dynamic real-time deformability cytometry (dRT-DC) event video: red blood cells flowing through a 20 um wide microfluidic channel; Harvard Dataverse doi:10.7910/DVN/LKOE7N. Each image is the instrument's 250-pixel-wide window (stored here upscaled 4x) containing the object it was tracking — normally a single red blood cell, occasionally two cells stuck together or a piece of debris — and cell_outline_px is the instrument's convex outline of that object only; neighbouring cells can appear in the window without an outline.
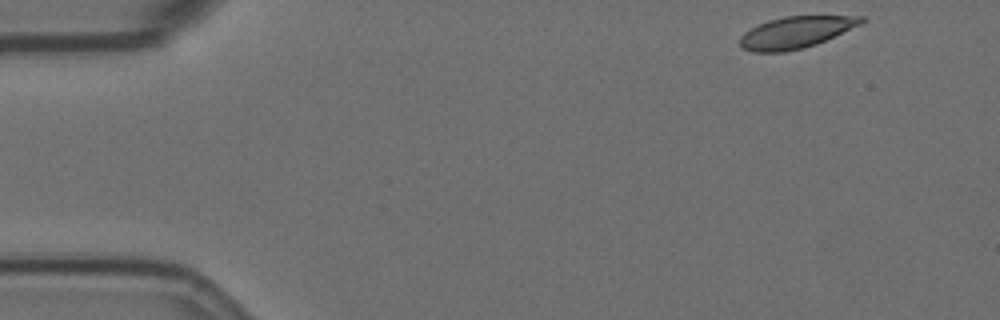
{"species": "Egyptian fruit bat (a non-hibernating species)", "species_latin": "Rousettus aegyptiacus", "temperature_condition": "room temperature", "stored_images_in_passage": 43, "camera_frame_rate_fps": 3000, "um_per_image_px": 0.085, "animal": {"sex": "female"}, "frame": {"image": 1, "passage_image": 1, "time_ms": 0.0, "image_size_px": [1000, 320], "cell_outline_px": [[868, 20], [860, 24], [816, 44], [804, 48], [784, 52], [752, 52], [740, 48], [740, 36], [744, 32], [768, 20], [784, 16], [864, 16]], "centroid_in_image_um": [67.62, 2.75], "position_along_channel_um": 17.4, "area_um2": 22.31}}
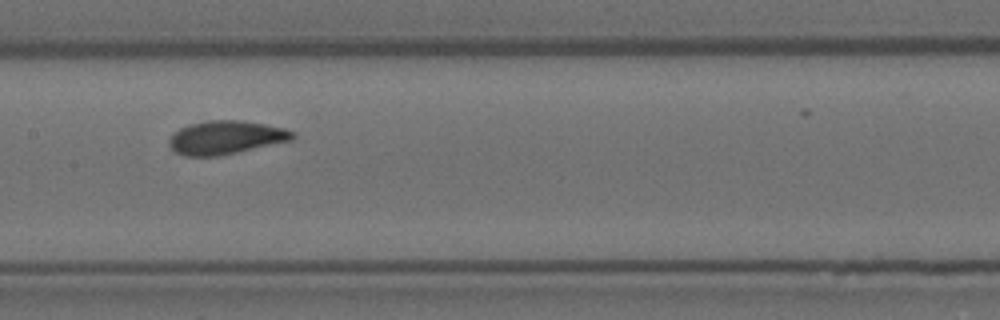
{"frame": {"image": 2, "passage_image": 24, "time_ms": 7.667, "image_size_px": [1000, 320], "cell_outline_px": [[296, 136], [292, 140], [220, 156], [184, 156], [176, 152], [168, 144], [168, 140], [172, 132], [188, 124], [212, 120], [240, 120], [264, 124], [284, 128], [296, 132]], "centroid_in_image_um": [19.18, 11.69], "position_along_channel_um": 188.2, "area_um2": 24.22}}
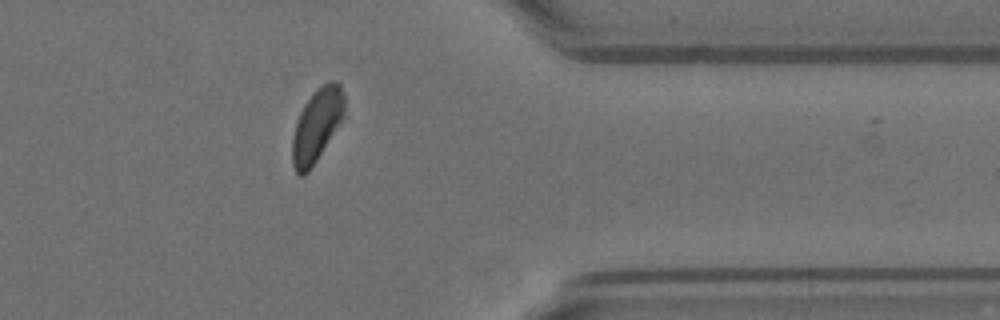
{"frame": {"image": 3, "passage_image": 42, "time_ms": 13.667, "image_size_px": [1000, 320], "cell_outline_px": [[348, 116], [308, 172], [304, 176], [300, 176], [296, 172], [292, 164], [292, 136], [300, 112], [304, 104], [328, 80], [336, 80], [340, 84], [344, 96]], "centroid_in_image_um": [27.0, 10.66], "position_along_channel_um": 384.4, "area_um2": 22.72}}